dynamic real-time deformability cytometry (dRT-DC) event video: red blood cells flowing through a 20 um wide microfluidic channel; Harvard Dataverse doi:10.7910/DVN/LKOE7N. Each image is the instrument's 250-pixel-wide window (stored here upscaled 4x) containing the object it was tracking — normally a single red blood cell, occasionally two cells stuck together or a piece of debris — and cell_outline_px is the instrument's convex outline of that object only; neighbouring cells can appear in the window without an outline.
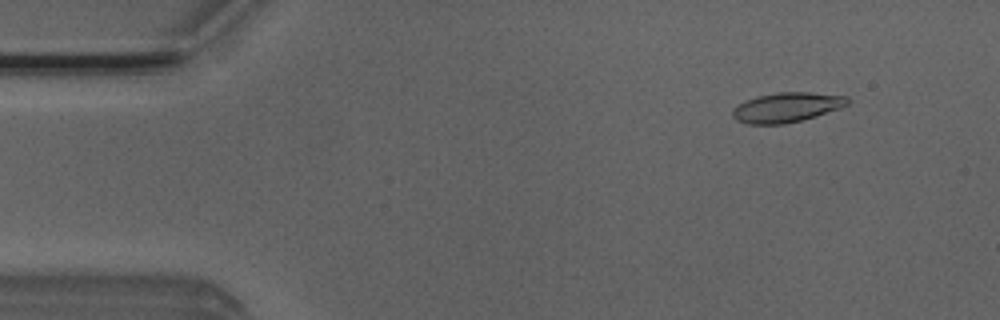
{"species": "Egyptian fruit bat (a non-hibernating species)", "species_latin": "Rousettus aegyptiacus", "temperature_condition": "room temperature", "stored_images_in_passage": 51, "camera_frame_rate_fps": 3000, "um_per_image_px": 0.085, "animal": {"sex": "male"}, "frame": {"image": 1, "passage_image": 5, "time_ms": 1.333, "image_size_px": [1000, 320], "cell_outline_px": [[852, 100], [848, 104], [840, 108], [816, 116], [784, 124], [748, 124], [736, 120], [732, 116], [732, 108], [744, 100], [756, 96], [776, 92], [812, 92], [848, 96]], "centroid_in_image_um": [66.87, 9.11], "position_along_channel_um": 18.1, "area_um2": 20.17}}
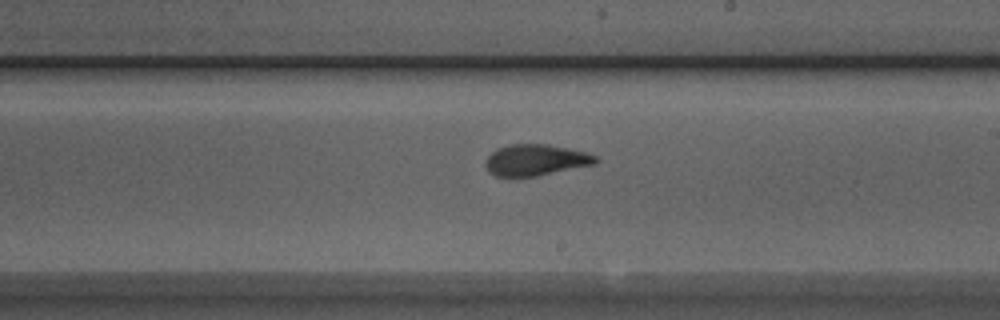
{"frame": {"image": 2, "passage_image": 29, "time_ms": 9.333, "image_size_px": [1000, 320], "cell_outline_px": [[600, 160], [596, 164], [516, 180], [496, 176], [488, 172], [484, 164], [488, 156], [496, 148], [508, 144], [548, 144], [568, 148], [584, 152], [596, 156]], "centroid_in_image_um": [45.47, 13.64], "position_along_channel_um": 243.5, "area_um2": 20.69}}
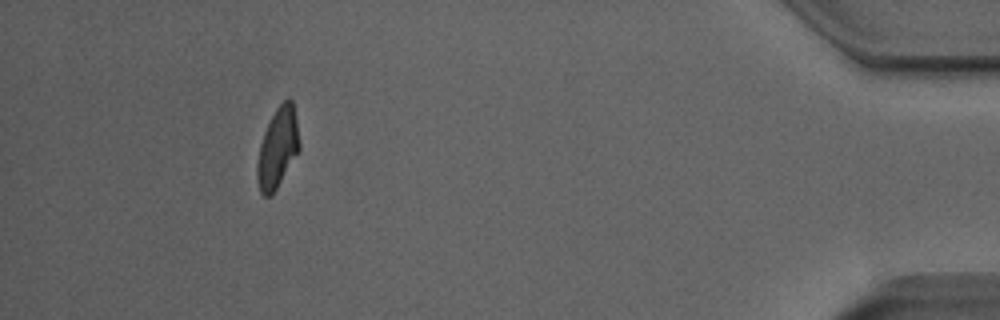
{"frame": {"image": 3, "passage_image": 47, "time_ms": 15.333, "image_size_px": [1000, 320], "cell_outline_px": [[300, 148], [276, 188], [268, 196], [264, 196], [260, 192], [256, 176], [256, 164], [260, 144], [264, 132], [276, 108], [288, 96], [292, 100], [296, 120], [300, 144]], "centroid_in_image_um": [23.58, 12.55], "position_along_channel_um": 411.6, "area_um2": 19.31}, "authors_computed_cell_mechanics": {"area_um2": 20.1144, "velocity_mm_per_s": 3.9254, "shape_relaxation_time_tau1_ms": 7.5332, "shape_relaxation_time_tau2_ms": 1.7021, "deformation_change_tau1": 0.2294, "deformation_change_tau2": 0.0855}}